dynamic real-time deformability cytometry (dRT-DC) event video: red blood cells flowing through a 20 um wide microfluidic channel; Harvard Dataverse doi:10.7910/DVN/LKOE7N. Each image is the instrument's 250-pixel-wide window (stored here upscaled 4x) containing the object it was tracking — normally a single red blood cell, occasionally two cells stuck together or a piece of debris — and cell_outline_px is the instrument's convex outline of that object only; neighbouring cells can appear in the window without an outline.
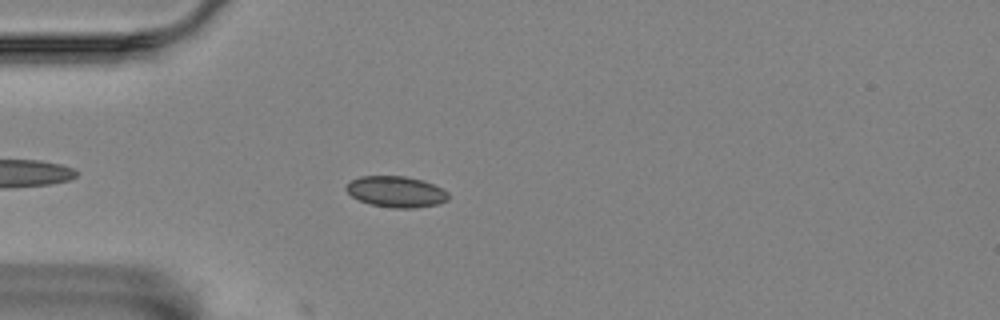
{"species": "Egyptian fruit bat (a non-hibernating species)", "species_latin": "Rousettus aegyptiacus", "temperature_condition": "room temperature", "stored_images_in_passage": 17, "camera_frame_rate_fps": 3000, "um_per_image_px": 0.085, "animal": {"sex": "female"}, "frame": {"image": 1, "passage_image": 7, "time_ms": 2.0, "image_size_px": [1000, 320], "cell_outline_px": [[448, 200], [436, 204], [416, 208], [392, 208], [372, 204], [360, 200], [352, 196], [344, 188], [352, 180], [360, 176], [404, 176], [424, 180], [448, 192]], "centroid_in_image_um": [33.67, 16.29], "position_along_channel_um": 51.3, "area_um2": 18.32}}
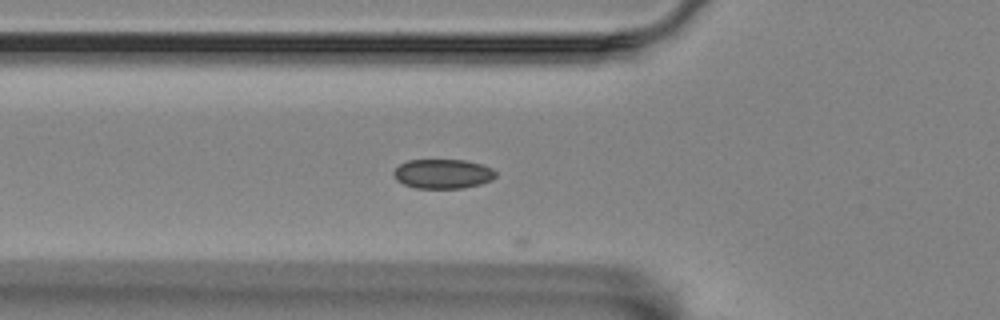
{"frame": {"image": 2, "passage_image": 11, "time_ms": 3.333, "image_size_px": [1000, 320], "cell_outline_px": [[496, 176], [492, 180], [480, 184], [464, 188], [416, 188], [404, 184], [396, 180], [392, 176], [392, 172], [400, 164], [408, 160], [464, 160], [480, 164], [492, 168], [496, 172]], "centroid_in_image_um": [37.62, 14.78], "position_along_channel_um": 88.2, "area_um2": 17.57}}